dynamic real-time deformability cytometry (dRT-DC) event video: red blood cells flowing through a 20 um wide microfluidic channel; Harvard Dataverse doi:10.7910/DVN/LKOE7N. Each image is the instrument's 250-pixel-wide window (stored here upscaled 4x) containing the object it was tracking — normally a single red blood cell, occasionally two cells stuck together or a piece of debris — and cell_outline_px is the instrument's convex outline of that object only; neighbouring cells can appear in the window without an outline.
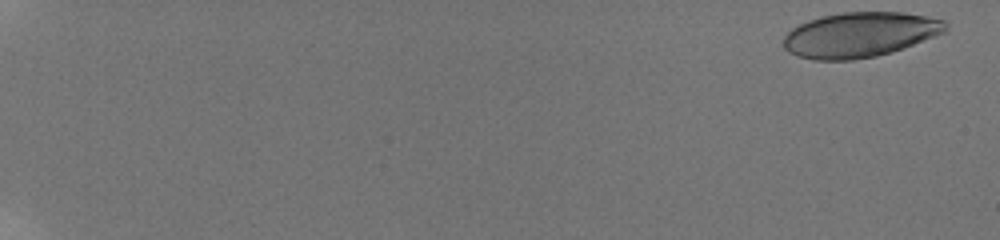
{"species": "human", "species_latin": "Homo sapiens", "temperature_condition": "room temperature", "stored_images_in_passage": 58, "camera_frame_rate_fps": 3000, "um_per_image_px": 0.085, "donor": {"sex": "male"}, "frame": {"image": 1, "passage_image": 2, "time_ms": 0.333, "image_size_px": [1000, 240], "cell_outline_px": [[948, 28], [944, 32], [892, 52], [876, 56], [852, 60], [816, 60], [800, 56], [788, 52], [784, 48], [784, 36], [792, 28], [808, 20], [824, 16], [844, 12], [900, 12], [924, 16], [944, 20], [948, 24]], "centroid_in_image_um": [73.08, 2.95], "position_along_channel_um": 11.9, "area_um2": 42.14}}
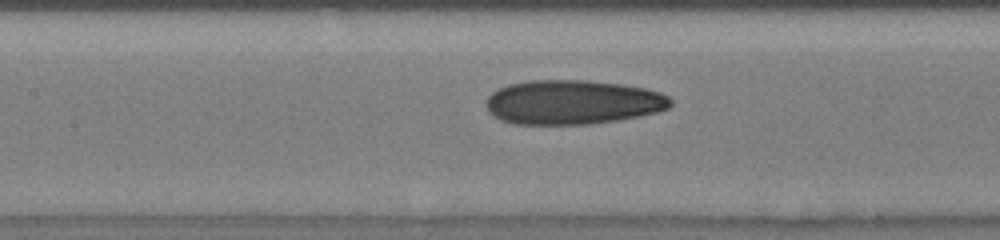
{"frame": {"image": 2, "passage_image": 32, "time_ms": 10.333, "image_size_px": [1000, 240], "cell_outline_px": [[672, 104], [668, 108], [656, 112], [640, 116], [616, 120], [588, 124], [516, 124], [500, 120], [488, 112], [488, 96], [492, 92], [508, 84], [532, 80], [588, 80], [620, 84], [644, 88], [660, 92], [668, 96], [672, 100]], "centroid_in_image_um": [48.68, 8.68], "position_along_channel_um": 158.7, "area_um2": 47.57}}
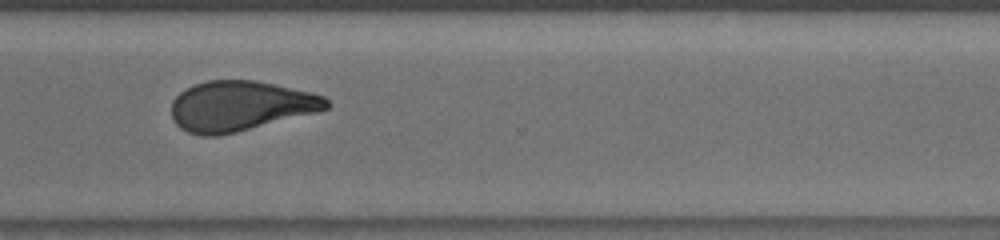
{"frame": {"image": 3, "passage_image": 47, "time_ms": 15.333, "image_size_px": [1000, 240], "cell_outline_px": [[332, 104], [328, 108], [320, 112], [236, 132], [216, 136], [200, 136], [188, 132], [180, 128], [172, 120], [172, 100], [180, 92], [196, 84], [208, 80], [256, 80], [312, 92], [324, 96]], "centroid_in_image_um": [20.45, 9.01], "position_along_channel_um": 350.1, "area_um2": 45.55}, "authors_computed_cell_mechanics": {"area_um2": 45.2863, "velocity_mm_per_s": 3.8331, "shape_relaxation_time_tau1_ms": 10.0423, "shape_relaxation_time_tau2_ms": 1.9367, "deformation_change_tau1": 0.2324, "deformation_change_tau2": 0.1018}}